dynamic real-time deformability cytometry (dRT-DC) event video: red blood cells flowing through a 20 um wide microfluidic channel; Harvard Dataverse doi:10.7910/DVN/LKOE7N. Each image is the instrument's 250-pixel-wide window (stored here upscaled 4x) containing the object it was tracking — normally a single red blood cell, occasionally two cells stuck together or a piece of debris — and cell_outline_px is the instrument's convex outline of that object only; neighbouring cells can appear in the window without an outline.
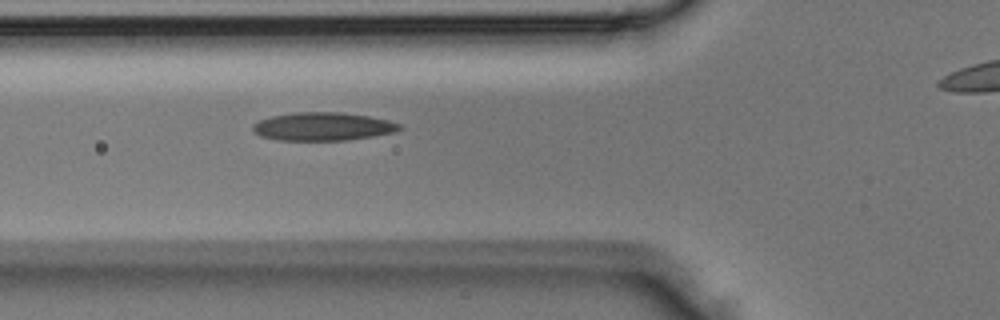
{"species": "Egyptian fruit bat (a non-hibernating species)", "species_latin": "Rousettus aegyptiacus", "temperature_condition": "room temperature", "stored_images_in_passage": 3, "segment_of_instrument_passage": [1, 2], "camera_frame_rate_fps": 3000, "um_per_image_px": 0.085, "animal": {"sex": "male"}, "frame": {"image": 1, "passage_image": 2, "time_ms": 0.333, "image_size_px": [1000, 320], "cell_outline_px": [[404, 128], [392, 132], [372, 136], [344, 140], [276, 140], [260, 136], [252, 128], [252, 124], [260, 120], [272, 116], [296, 112], [340, 112], [368, 116], [388, 120], [400, 124]], "centroid_in_image_um": [27.43, 10.75], "position_along_channel_um": 98.4, "area_um2": 23.93}}